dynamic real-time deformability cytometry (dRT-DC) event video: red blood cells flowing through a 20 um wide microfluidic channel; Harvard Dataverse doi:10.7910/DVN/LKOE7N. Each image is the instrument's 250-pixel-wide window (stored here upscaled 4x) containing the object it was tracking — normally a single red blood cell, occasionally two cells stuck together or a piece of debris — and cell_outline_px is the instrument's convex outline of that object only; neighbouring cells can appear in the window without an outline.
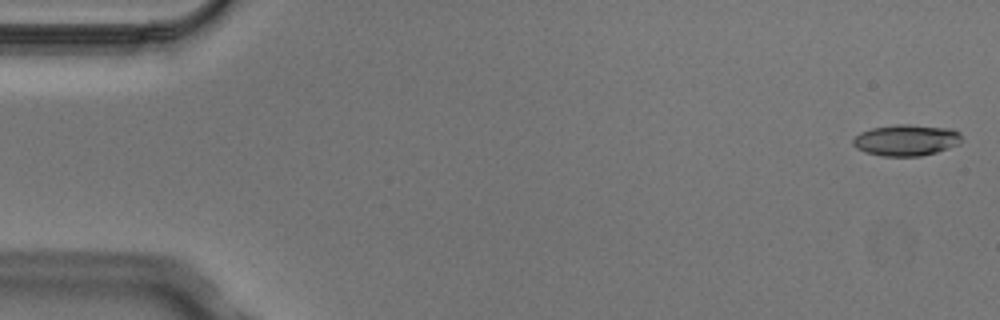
{"species": "Egyptian fruit bat (a non-hibernating species)", "species_latin": "Rousettus aegyptiacus", "temperature_condition": "cold", "stored_images_in_passage": 4, "camera_frame_rate_fps": 3000, "um_per_image_px": 0.085, "animal": {"sex": "male"}, "frame": {"image": 1, "passage_image": 1, "time_ms": 0.0, "image_size_px": [1000, 320], "cell_outline_px": [[960, 144], [936, 152], [920, 156], [884, 156], [864, 152], [856, 148], [852, 144], [852, 140], [860, 132], [872, 128], [896, 124], [908, 124], [952, 128], [960, 132]], "centroid_in_image_um": [77.02, 11.9], "position_along_channel_um": 8.0, "area_um2": 19.88}}